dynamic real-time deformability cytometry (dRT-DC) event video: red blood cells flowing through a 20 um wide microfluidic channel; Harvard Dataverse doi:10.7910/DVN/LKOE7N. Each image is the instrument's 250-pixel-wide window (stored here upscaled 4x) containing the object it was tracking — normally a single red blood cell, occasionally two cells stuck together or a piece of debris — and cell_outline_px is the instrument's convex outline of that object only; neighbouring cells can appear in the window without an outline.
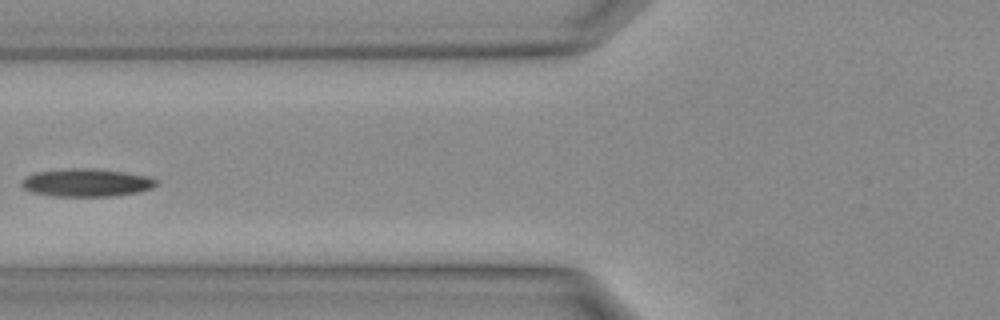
{"species": "Egyptian fruit bat (a non-hibernating species)", "species_latin": "Rousettus aegyptiacus", "temperature_condition": "warm", "stored_images_in_passage": 14, "camera_frame_rate_fps": 3000, "um_per_image_px": 0.085, "animal": {"sex": "female"}, "frame": {"image": 1, "passage_image": 5, "time_ms": 1.333, "image_size_px": [1000, 320], "cell_outline_px": [[156, 184], [152, 188], [136, 192], [112, 196], [52, 196], [32, 192], [24, 188], [20, 184], [20, 180], [24, 176], [36, 172], [68, 168], [96, 168], [124, 172], [148, 176], [156, 180]], "centroid_in_image_um": [7.29, 15.51], "position_along_channel_um": 118.5, "area_um2": 21.96}}